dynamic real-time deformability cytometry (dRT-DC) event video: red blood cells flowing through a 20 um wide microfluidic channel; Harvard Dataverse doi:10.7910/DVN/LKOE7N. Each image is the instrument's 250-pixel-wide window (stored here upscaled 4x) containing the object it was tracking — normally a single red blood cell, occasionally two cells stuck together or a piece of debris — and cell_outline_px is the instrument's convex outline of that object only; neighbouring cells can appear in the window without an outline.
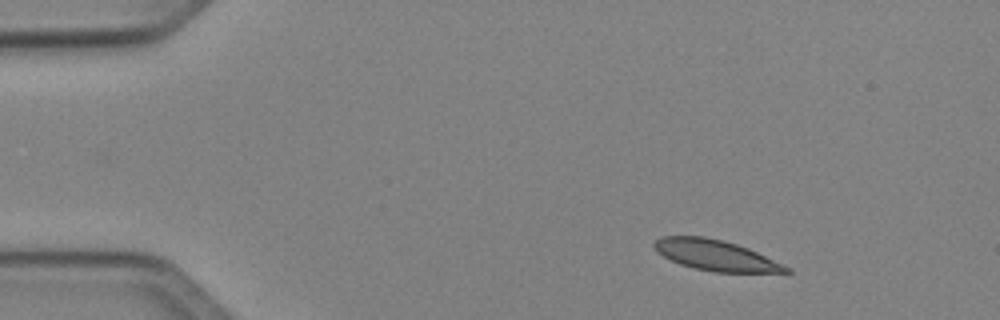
{"species": "Egyptian fruit bat (a non-hibernating species)", "species_latin": "Rousettus aegyptiacus", "temperature_condition": "cold", "stored_images_in_passage": 6, "camera_frame_rate_fps": 3000, "um_per_image_px": 0.085, "animal": {"sex": "female"}, "frame": {"image": 1, "passage_image": 1, "time_ms": 0.0, "image_size_px": [1000, 320], "cell_outline_px": [[792, 272], [712, 272], [680, 264], [656, 252], [652, 244], [660, 236], [704, 236], [724, 240], [748, 248], [792, 268]], "centroid_in_image_um": [60.82, 21.69], "position_along_channel_um": 24.2, "area_um2": 23.47}}
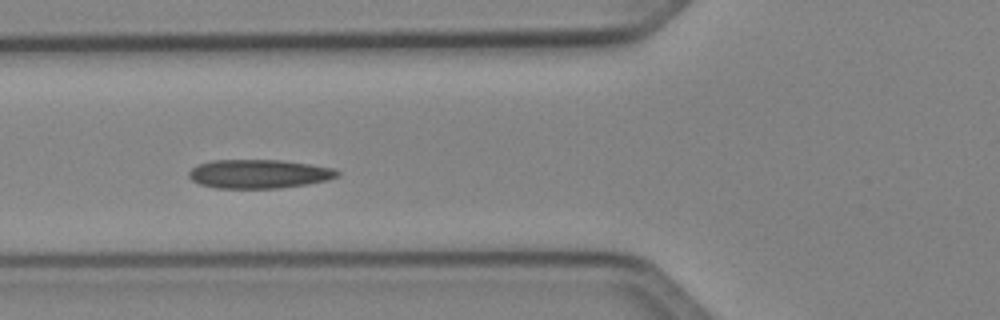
{"frame": {"image": 2, "passage_image": 4, "time_ms": 4.0, "image_size_px": [1000, 320], "cell_outline_px": [[340, 176], [328, 180], [308, 184], [280, 188], [216, 188], [200, 184], [192, 180], [188, 176], [188, 172], [196, 164], [212, 160], [280, 160], [336, 168], [340, 172]], "centroid_in_image_um": [22.02, 14.78], "position_along_channel_um": 103.8, "area_um2": 25.14}}
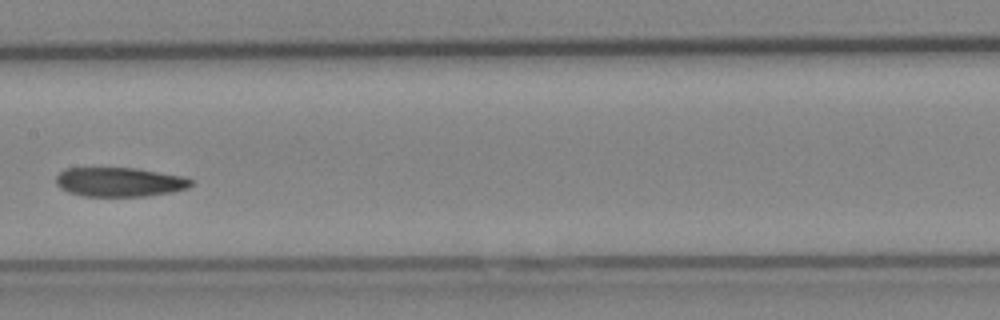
{"frame": {"image": 3, "passage_image": 6, "time_ms": 6.333, "image_size_px": [1000, 320], "cell_outline_px": [[192, 184], [188, 188], [172, 192], [144, 196], [84, 196], [68, 192], [60, 188], [56, 184], [56, 176], [64, 168], [136, 168], [184, 176], [192, 180]], "centroid_in_image_um": [10.15, 15.47], "position_along_channel_um": 197.2, "area_um2": 23.06}}